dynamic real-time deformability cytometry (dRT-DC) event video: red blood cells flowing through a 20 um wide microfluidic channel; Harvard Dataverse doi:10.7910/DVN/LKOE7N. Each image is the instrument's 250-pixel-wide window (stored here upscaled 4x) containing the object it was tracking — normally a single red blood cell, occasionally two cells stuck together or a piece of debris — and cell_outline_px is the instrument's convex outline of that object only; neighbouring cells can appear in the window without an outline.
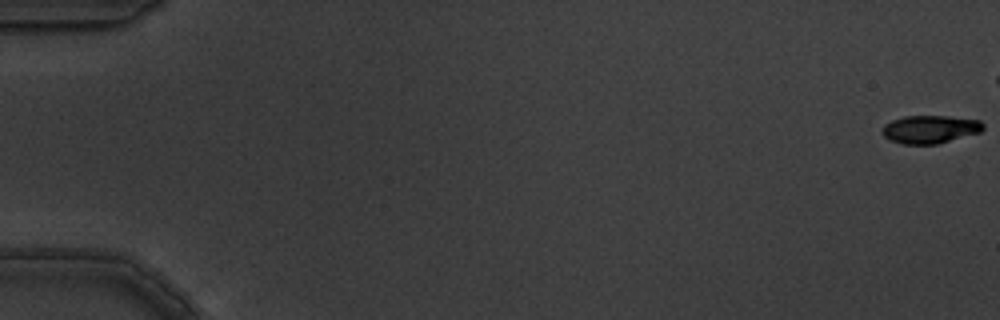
{"species": "common noctule bat (a hibernating species)", "species_latin": "Nyctalus noctula", "temperature_condition": "warm", "stored_images_in_passage": 4, "camera_frame_rate_fps": 3000, "um_per_image_px": 0.085, "animal": {"sex": "male", "body_mass_g": 19.5, "forearm_length_mm": 54.6}, "frame": {"image": 1, "passage_image": 1, "time_ms": 0.0, "image_size_px": [1000, 320], "cell_outline_px": [[984, 128], [980, 132], [936, 144], [904, 144], [888, 140], [884, 136], [884, 124], [892, 120], [904, 116], [948, 116], [980, 120], [984, 124]], "centroid_in_image_um": [79.06, 10.98], "position_along_channel_um": 5.9, "area_um2": 16.36}}